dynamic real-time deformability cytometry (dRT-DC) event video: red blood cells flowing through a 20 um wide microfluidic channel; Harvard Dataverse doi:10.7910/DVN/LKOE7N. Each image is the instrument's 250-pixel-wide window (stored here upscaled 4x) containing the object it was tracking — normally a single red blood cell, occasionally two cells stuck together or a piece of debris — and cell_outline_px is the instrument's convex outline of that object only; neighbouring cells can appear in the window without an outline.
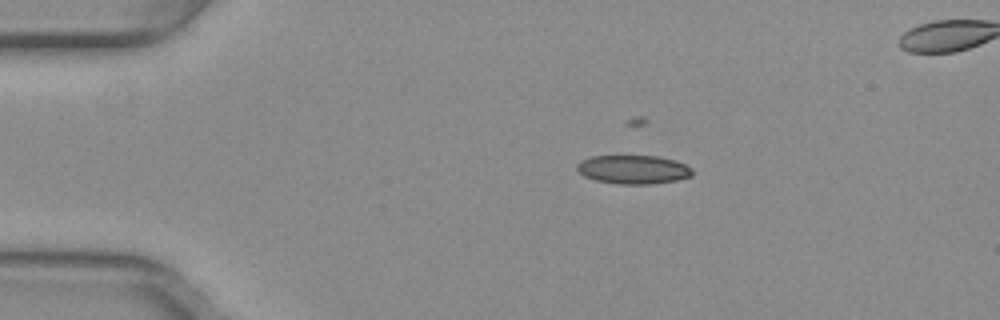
{"species": "common noctule bat (a hibernating species)", "species_latin": "Nyctalus noctula", "temperature_condition": "warm", "stored_images_in_passage": 42, "camera_frame_rate_fps": 3000, "um_per_image_px": 0.085, "animal": {"sex": "female", "body_mass_g": 29.2, "forearm_length_mm": 56.3}, "frame": {"image": 1, "passage_image": 1, "time_ms": 0.0, "image_size_px": [1000, 320], "cell_outline_px": [[692, 176], [676, 180], [652, 184], [616, 184], [596, 180], [584, 176], [576, 168], [576, 164], [580, 160], [592, 156], [656, 156], [676, 160], [692, 168]], "centroid_in_image_um": [53.82, 14.41], "position_along_channel_um": 31.2, "area_um2": 19.36}}
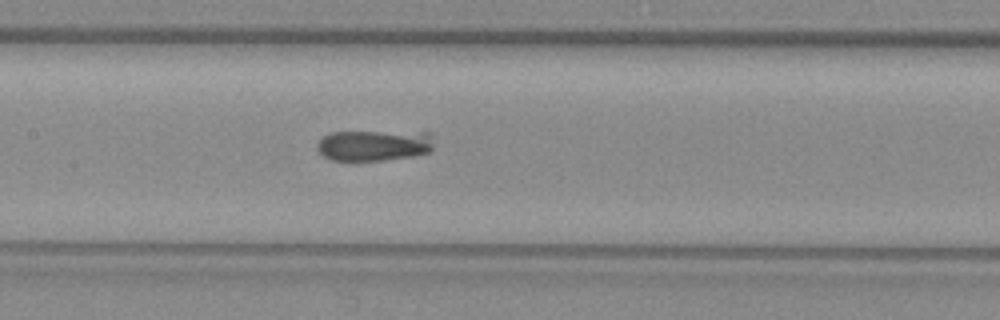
{"frame": {"image": 2, "passage_image": 16, "time_ms": 5.0, "image_size_px": [1000, 320], "cell_outline_px": [[432, 152], [416, 156], [384, 160], [332, 160], [324, 156], [316, 148], [316, 144], [324, 136], [332, 132], [432, 132]], "centroid_in_image_um": [31.84, 12.36], "position_along_channel_um": 175.6, "area_um2": 21.15}}
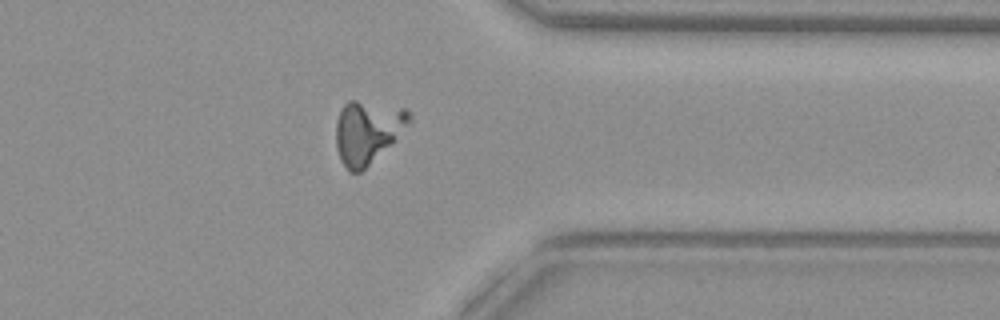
{"frame": {"image": 3, "passage_image": 32, "time_ms": 10.333, "image_size_px": [1000, 320], "cell_outline_px": [[412, 120], [360, 172], [348, 172], [340, 160], [336, 148], [336, 120], [340, 108], [348, 100], [356, 100], [408, 108], [412, 116]], "centroid_in_image_um": [31.19, 11.15], "position_along_channel_um": 380.2, "area_um2": 26.41}}